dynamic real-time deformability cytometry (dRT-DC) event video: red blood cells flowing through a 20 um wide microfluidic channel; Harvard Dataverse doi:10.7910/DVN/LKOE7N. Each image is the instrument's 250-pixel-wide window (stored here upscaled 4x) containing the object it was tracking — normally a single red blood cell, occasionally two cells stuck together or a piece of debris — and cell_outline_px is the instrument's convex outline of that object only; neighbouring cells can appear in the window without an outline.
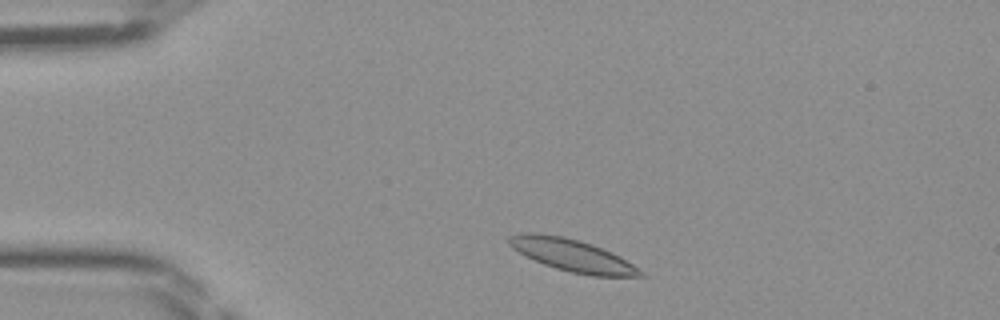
{"species": "Egyptian fruit bat (a non-hibernating species)", "species_latin": "Rousettus aegyptiacus", "temperature_condition": "room temperature", "stored_images_in_passage": 39, "camera_frame_rate_fps": 3000, "um_per_image_px": 0.085, "frame": {"image": 1, "passage_image": 2, "time_ms": 0.333, "image_size_px": [1000, 320], "cell_outline_px": [[648, 276], [592, 276], [572, 272], [556, 268], [544, 264], [512, 248], [508, 244], [508, 236], [520, 232], [536, 232], [564, 236], [580, 240], [592, 244], [632, 264], [644, 272]], "centroid_in_image_um": [48.59, 21.68], "position_along_channel_um": 36.4, "area_um2": 24.33}}
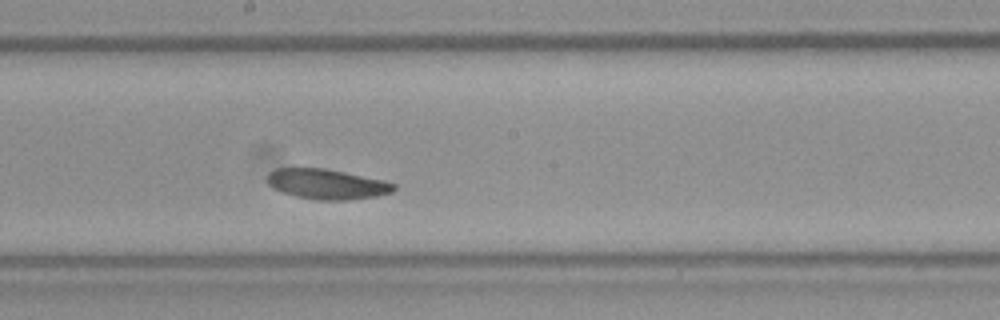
{"frame": {"image": 2, "passage_image": 18, "time_ms": 5.667, "image_size_px": [1000, 320], "cell_outline_px": [[396, 188], [392, 192], [376, 196], [344, 200], [316, 200], [296, 196], [284, 192], [268, 184], [268, 172], [276, 168], [324, 168], [384, 180], [396, 184]], "centroid_in_image_um": [27.81, 15.64], "position_along_channel_um": 220.4, "area_um2": 22.02}}
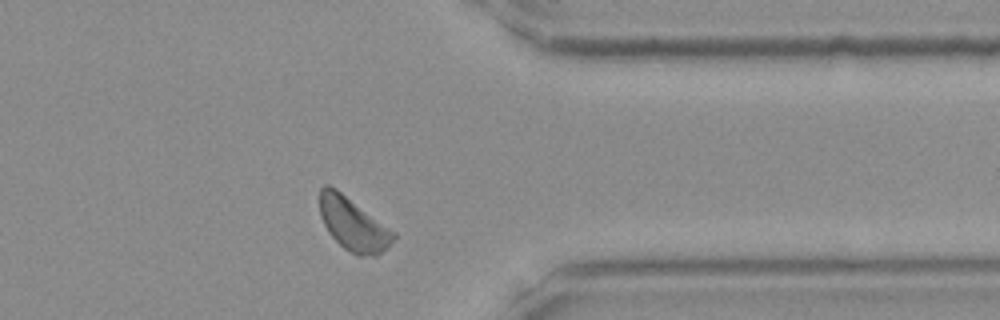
{"frame": {"image": 3, "passage_image": 30, "time_ms": 9.667, "image_size_px": [1000, 320], "cell_outline_px": [[396, 236], [388, 248], [376, 256], [356, 256], [344, 248], [328, 232], [320, 216], [320, 188], [324, 184], [328, 184], [336, 188], [396, 232]], "centroid_in_image_um": [30.03, 19.06], "position_along_channel_um": 381.4, "area_um2": 22.89}}